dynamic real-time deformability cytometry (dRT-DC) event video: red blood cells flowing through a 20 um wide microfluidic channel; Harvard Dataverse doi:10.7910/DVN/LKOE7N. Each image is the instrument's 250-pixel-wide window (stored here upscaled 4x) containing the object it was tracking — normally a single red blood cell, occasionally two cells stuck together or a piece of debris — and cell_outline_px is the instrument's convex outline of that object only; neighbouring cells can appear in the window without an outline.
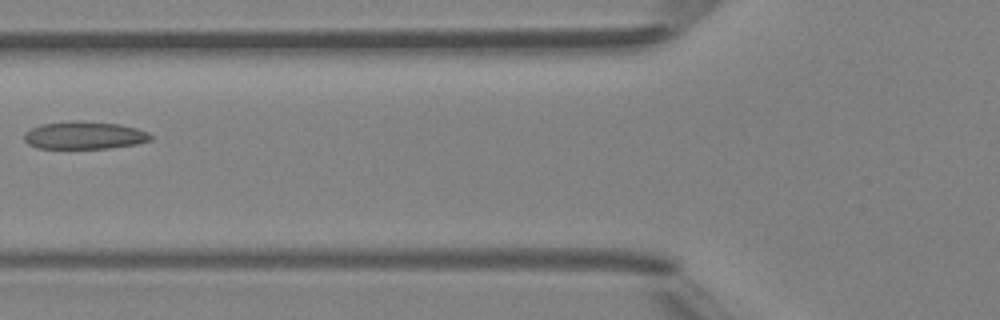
{"species": "Egyptian fruit bat (a non-hibernating species)", "species_latin": "Rousettus aegyptiacus", "temperature_condition": "room temperature", "stored_images_in_passage": 2, "camera_frame_rate_fps": 3000, "um_per_image_px": 0.085, "animal": {"sex": "female"}, "frame": {"image": 1, "passage_image": 2, "time_ms": 1.0, "image_size_px": [1000, 320], "cell_outline_px": [[152, 140], [136, 144], [112, 148], [36, 148], [28, 144], [24, 140], [24, 132], [40, 124], [76, 120], [120, 124], [136, 128], [148, 132], [152, 136]], "centroid_in_image_um": [7.17, 11.5], "position_along_channel_um": 118.6, "area_um2": 20.52}}